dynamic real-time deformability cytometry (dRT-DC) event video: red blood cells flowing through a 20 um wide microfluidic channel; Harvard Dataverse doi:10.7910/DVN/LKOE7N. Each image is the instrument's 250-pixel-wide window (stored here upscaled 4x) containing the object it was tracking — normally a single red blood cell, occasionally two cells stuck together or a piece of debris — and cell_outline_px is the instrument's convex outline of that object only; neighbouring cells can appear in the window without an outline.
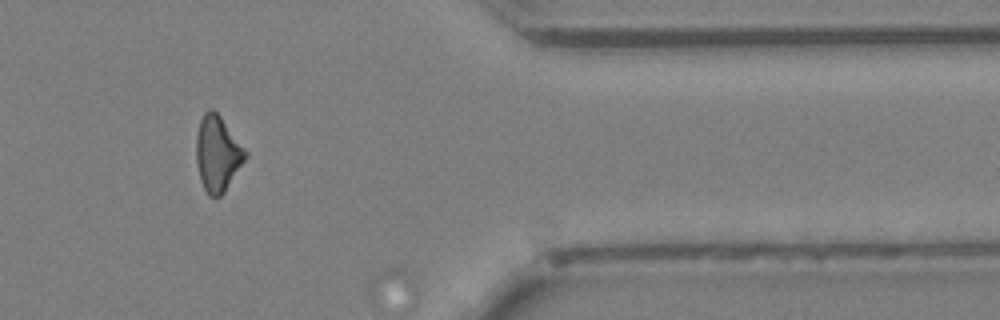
{"species": "Egyptian fruit bat (a non-hibernating species)", "species_latin": "Rousettus aegyptiacus", "temperature_condition": "cold", "stored_images_in_passage": 69, "segment_of_instrument_passage": [2, 2], "camera_frame_rate_fps": 3000, "um_per_image_px": 0.085, "animal": {"sex": "female"}, "frame": {"image": 1, "passage_image": 66, "time_ms": 21.667, "image_size_px": [1000, 320], "cell_outline_px": [[248, 156], [224, 192], [220, 196], [208, 196], [200, 180], [196, 164], [196, 136], [200, 120], [204, 112], [208, 108], [212, 108], [220, 116], [248, 152]], "centroid_in_image_um": [18.48, 13.05], "position_along_channel_um": 392.9, "area_um2": 21.68}}